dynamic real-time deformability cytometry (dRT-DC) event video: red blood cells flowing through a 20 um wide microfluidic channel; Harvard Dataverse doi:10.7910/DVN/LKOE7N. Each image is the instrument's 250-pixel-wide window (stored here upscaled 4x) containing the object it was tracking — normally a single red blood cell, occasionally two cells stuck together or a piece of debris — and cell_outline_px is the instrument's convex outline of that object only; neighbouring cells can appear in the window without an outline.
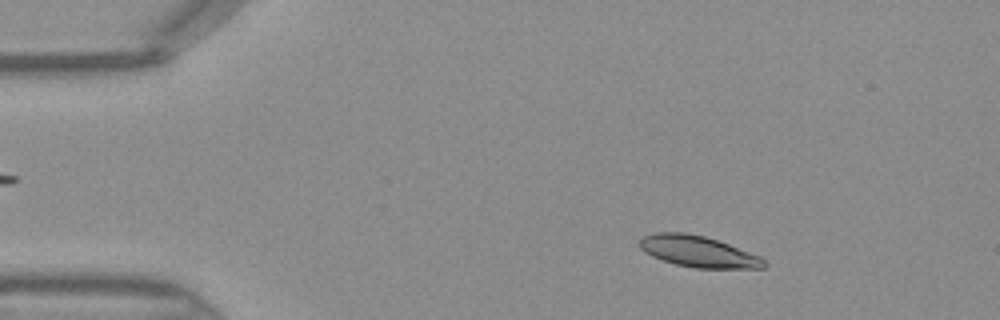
{"species": "Egyptian fruit bat (a non-hibernating species)", "species_latin": "Rousettus aegyptiacus", "temperature_condition": "warm", "stored_images_in_passage": 46, "camera_frame_rate_fps": 3000, "um_per_image_px": 0.085, "frame": {"image": 1, "passage_image": 7, "time_ms": 2.0, "image_size_px": [1000, 320], "cell_outline_px": [[768, 264], [764, 268], [696, 268], [676, 264], [652, 256], [644, 252], [640, 248], [640, 236], [656, 232], [684, 232], [704, 236], [728, 244], [760, 256]], "centroid_in_image_um": [59.32, 21.37], "position_along_channel_um": 25.7, "area_um2": 22.54}}
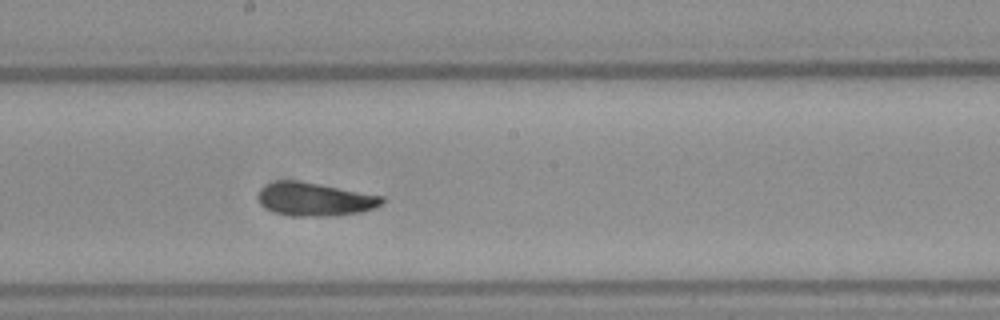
{"frame": {"image": 2, "passage_image": 25, "time_ms": 8.0, "image_size_px": [1000, 320], "cell_outline_px": [[384, 200], [376, 208], [360, 212], [332, 216], [292, 216], [276, 212], [260, 204], [256, 196], [260, 188], [268, 184], [280, 180], [296, 180], [320, 184], [384, 196]], "centroid_in_image_um": [26.75, 16.93], "position_along_channel_um": 221.4, "area_um2": 24.04}}
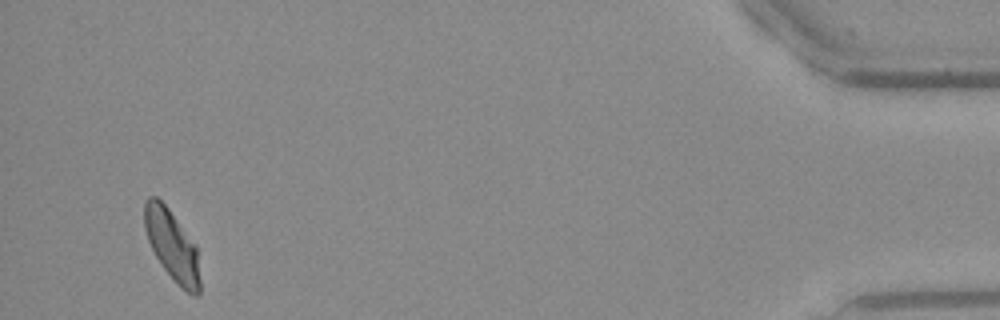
{"frame": {"image": 3, "passage_image": 44, "time_ms": 14.333, "image_size_px": [1000, 320], "cell_outline_px": [[200, 292], [196, 296], [188, 292], [160, 264], [148, 240], [144, 228], [144, 200], [148, 196], [156, 196], [168, 208], [196, 244], [200, 280]], "centroid_in_image_um": [14.61, 20.79], "position_along_channel_um": 420.6, "area_um2": 22.48}}